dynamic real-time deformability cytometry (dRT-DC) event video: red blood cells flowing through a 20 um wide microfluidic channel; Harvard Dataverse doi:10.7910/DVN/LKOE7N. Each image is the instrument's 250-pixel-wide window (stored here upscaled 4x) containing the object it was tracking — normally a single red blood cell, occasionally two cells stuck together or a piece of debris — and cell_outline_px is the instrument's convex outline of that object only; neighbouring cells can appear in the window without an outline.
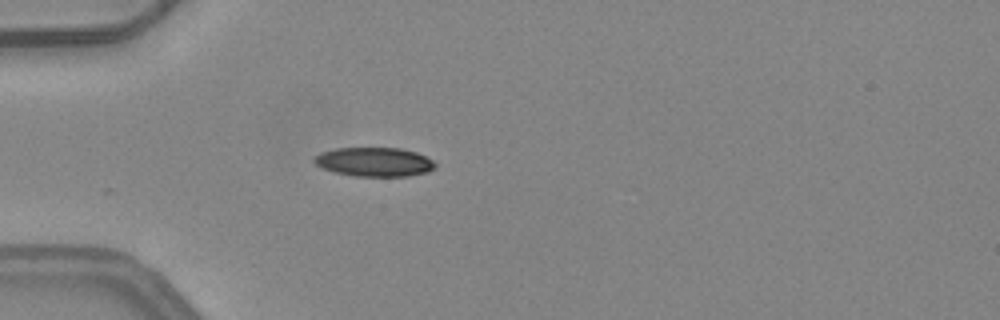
{"species": "common noctule bat (a hibernating species)", "species_latin": "Nyctalus noctula", "temperature_condition": "warm", "stored_images_in_passage": 1, "camera_frame_rate_fps": 3000, "um_per_image_px": 0.085, "animal": {"sex": "female", "body_mass_g": 24.6, "forearm_length_mm": 56.2}, "frame": {"image": 1, "passage_image": 1, "time_ms": 0.0, "image_size_px": [1000, 320], "cell_outline_px": [[436, 168], [428, 172], [408, 176], [356, 176], [336, 172], [324, 168], [316, 164], [312, 160], [320, 152], [336, 148], [400, 148], [416, 152], [432, 160], [436, 164]], "centroid_in_image_um": [31.84, 13.76], "position_along_channel_um": 53.2, "area_um2": 20.4}}